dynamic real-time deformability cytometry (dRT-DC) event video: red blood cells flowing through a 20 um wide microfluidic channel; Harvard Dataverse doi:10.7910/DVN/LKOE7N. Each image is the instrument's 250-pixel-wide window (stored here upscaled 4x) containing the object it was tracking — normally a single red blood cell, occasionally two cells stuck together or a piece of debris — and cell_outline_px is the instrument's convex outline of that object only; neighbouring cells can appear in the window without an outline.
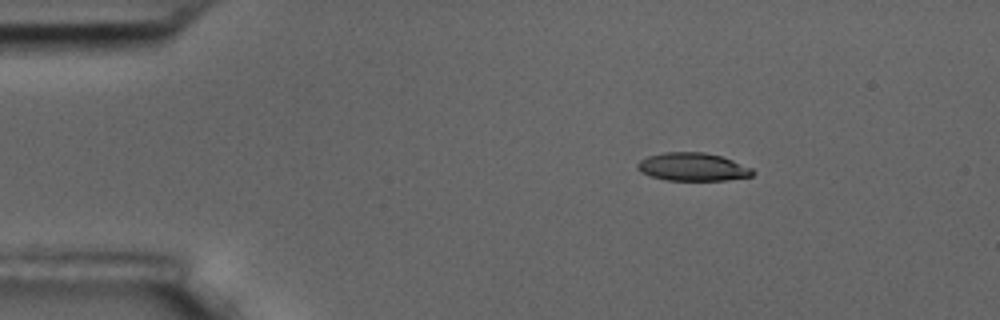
{"species": "common noctule bat (a hibernating species)", "species_latin": "Nyctalus noctula", "temperature_condition": "room temperature", "stored_images_in_passage": 4, "camera_frame_rate_fps": 3000, "um_per_image_px": 0.085, "animal": {"sex": "male", "body_mass_g": 17.5, "forearm_length_mm": 52.3}, "frame": {"image": 1, "passage_image": 2, "time_ms": 1.333, "image_size_px": [1000, 320], "cell_outline_px": [[756, 172], [752, 176], [728, 180], [668, 180], [652, 176], [640, 172], [636, 168], [636, 164], [640, 160], [648, 156], [664, 152], [704, 152], [720, 156], [732, 160], [752, 168]], "centroid_in_image_um": [58.88, 14.18], "position_along_channel_um": 26.1, "area_um2": 18.84}}